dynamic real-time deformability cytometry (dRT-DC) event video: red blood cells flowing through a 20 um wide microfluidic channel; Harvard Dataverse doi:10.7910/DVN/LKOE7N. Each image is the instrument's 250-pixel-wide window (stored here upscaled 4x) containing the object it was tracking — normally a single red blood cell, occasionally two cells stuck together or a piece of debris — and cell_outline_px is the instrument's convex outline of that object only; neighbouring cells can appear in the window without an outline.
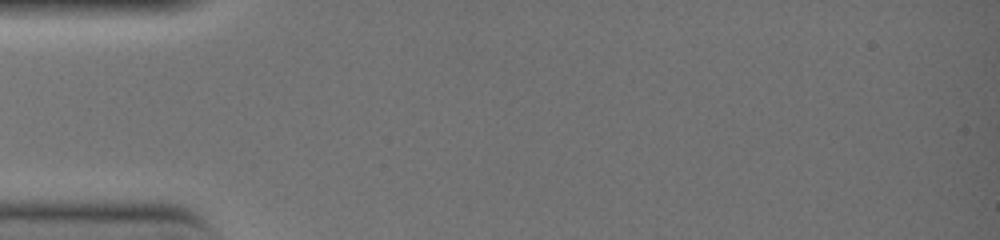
{"species": "common noctule bat (a hibernating species)", "species_latin": "Nyctalus noctula", "temperature_condition": "warm", "stored_images_in_passage": 2, "camera_frame_rate_fps": 3000, "um_per_image_px": 0.085, "animal": {"sex": "female", "body_mass_g": 19.0, "forearm_length_mm": 51.5}, "frame": {"image": 1, "passage_image": 1, "time_ms": 0.0, "image_size_px": [1000, 240], "cell_outline_px": [[144, 164], [140, 168], [36, 168], [16, 164], [16, 160], [28, 156], [128, 156], [140, 160]], "centroid_in_image_um": [6.82, 13.77], "position_along_channel_um": 78.2, "area_um2": 10.23}}